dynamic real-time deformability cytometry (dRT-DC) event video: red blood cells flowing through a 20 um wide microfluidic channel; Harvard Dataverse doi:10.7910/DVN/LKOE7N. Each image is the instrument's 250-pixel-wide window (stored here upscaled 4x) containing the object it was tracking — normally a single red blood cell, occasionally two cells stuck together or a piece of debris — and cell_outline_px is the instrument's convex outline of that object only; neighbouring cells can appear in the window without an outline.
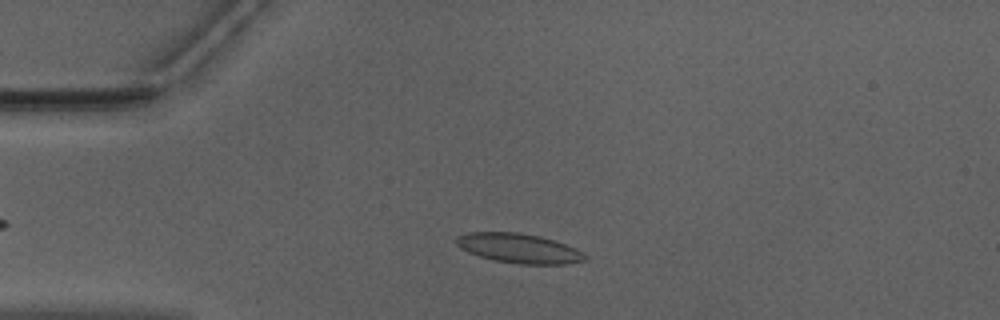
{"species": "Egyptian fruit bat (a non-hibernating species)", "species_latin": "Rousettus aegyptiacus", "temperature_condition": "warm", "stored_images_in_passage": 42, "camera_frame_rate_fps": 3000, "um_per_image_px": 0.085, "animal": {"sex": "male"}, "frame": {"image": 1, "passage_image": 3, "time_ms": 0.667, "image_size_px": [1000, 320], "cell_outline_px": [[588, 260], [564, 264], [520, 264], [492, 260], [468, 252], [460, 248], [456, 244], [456, 236], [468, 232], [516, 232], [540, 236], [576, 248], [584, 252], [588, 256]], "centroid_in_image_um": [44.11, 21.11], "position_along_channel_um": 40.9, "area_um2": 22.25}}
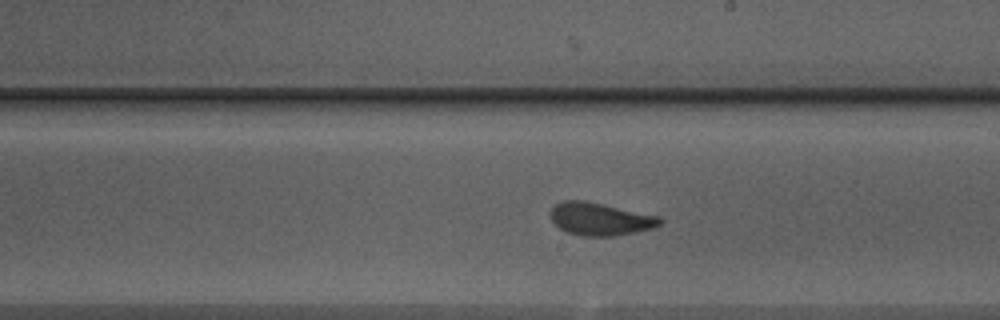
{"frame": {"image": 2, "passage_image": 20, "time_ms": 6.333, "image_size_px": [1000, 320], "cell_outline_px": [[664, 220], [660, 224], [652, 228], [636, 232], [612, 236], [580, 236], [568, 232], [560, 228], [552, 220], [548, 212], [556, 204], [564, 200], [584, 200], [660, 216]], "centroid_in_image_um": [51.01, 18.61], "position_along_channel_um": 238.0, "area_um2": 20.87}}
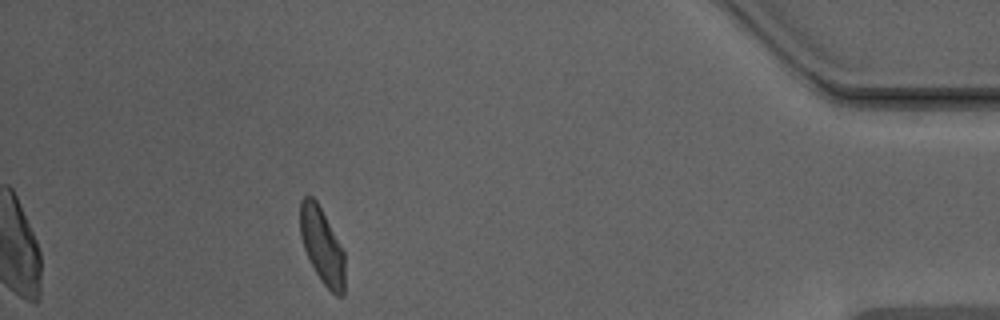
{"frame": {"image": 3, "passage_image": 37, "time_ms": 12.0, "image_size_px": [1000, 320], "cell_outline_px": [[344, 296], [336, 296], [320, 280], [304, 248], [300, 236], [300, 200], [304, 196], [312, 196], [316, 200], [344, 252]], "centroid_in_image_um": [27.36, 20.9], "position_along_channel_um": 407.8, "area_um2": 19.42}, "authors_computed_cell_mechanics": {"area_um2": 20.808, "velocity_mm_per_s": 3.9589, "shape_relaxation_time_tau1_ms": 3.2466, "shape_relaxation_time_tau2_ms": 0.8964, "deformation_change_tau1": 0.1213, "deformation_change_tau2": 0.0737}}